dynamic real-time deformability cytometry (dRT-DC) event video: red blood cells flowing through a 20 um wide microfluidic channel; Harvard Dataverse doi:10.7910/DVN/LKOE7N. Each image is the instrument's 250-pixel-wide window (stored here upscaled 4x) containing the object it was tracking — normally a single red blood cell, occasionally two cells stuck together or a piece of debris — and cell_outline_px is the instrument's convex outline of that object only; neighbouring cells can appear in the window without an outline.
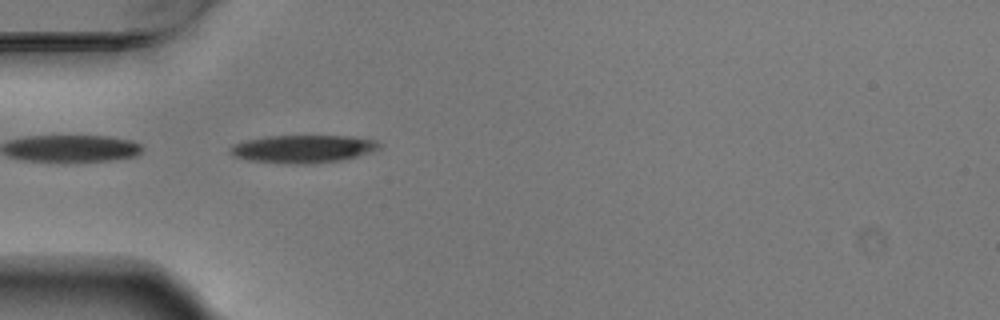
{"species": "Egyptian fruit bat (a non-hibernating species)", "species_latin": "Rousettus aegyptiacus", "temperature_condition": "warm", "stored_images_in_passage": 5, "camera_frame_rate_fps": 3000, "um_per_image_px": 0.085, "animal": {"sex": "male"}, "frame": {"image": 1, "passage_image": 5, "time_ms": 1.333, "image_size_px": [1000, 320], "cell_outline_px": [[384, 144], [380, 148], [372, 152], [340, 160], [312, 164], [284, 164], [248, 160], [232, 156], [228, 152], [228, 148], [236, 144], [248, 140], [264, 136], [348, 136], [376, 140]], "centroid_in_image_um": [25.76, 12.66], "position_along_channel_um": 59.2, "area_um2": 24.39}}